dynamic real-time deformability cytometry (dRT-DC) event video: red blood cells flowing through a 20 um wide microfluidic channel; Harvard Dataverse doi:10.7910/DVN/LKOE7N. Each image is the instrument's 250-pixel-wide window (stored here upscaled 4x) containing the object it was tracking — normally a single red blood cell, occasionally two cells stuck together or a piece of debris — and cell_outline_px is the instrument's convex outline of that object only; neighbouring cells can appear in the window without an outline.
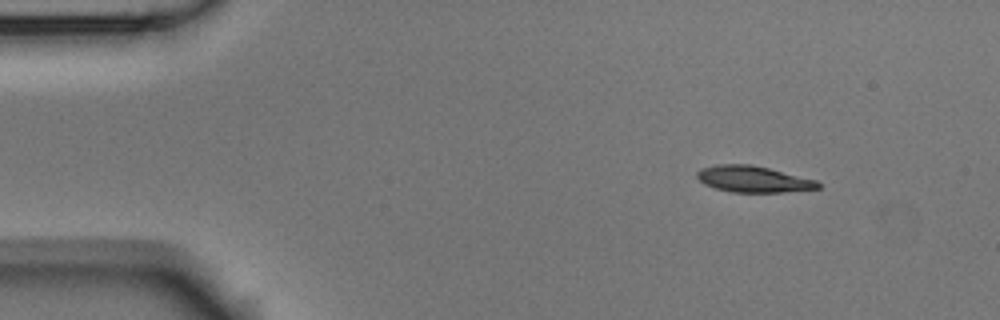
{"species": "Egyptian fruit bat (a non-hibernating species)", "species_latin": "Rousettus aegyptiacus", "temperature_condition": "room temperature", "stored_images_in_passage": 4, "camera_frame_rate_fps": 3000, "um_per_image_px": 0.085, "animal": {"sex": "male"}, "frame": {"image": 1, "passage_image": 1, "time_ms": 0.0, "image_size_px": [1000, 320], "cell_outline_px": [[820, 188], [780, 192], [732, 192], [716, 188], [704, 184], [696, 176], [696, 172], [700, 168], [716, 164], [752, 164], [816, 180], [820, 184]], "centroid_in_image_um": [63.98, 15.21], "position_along_channel_um": 21.0, "area_um2": 18.44}}
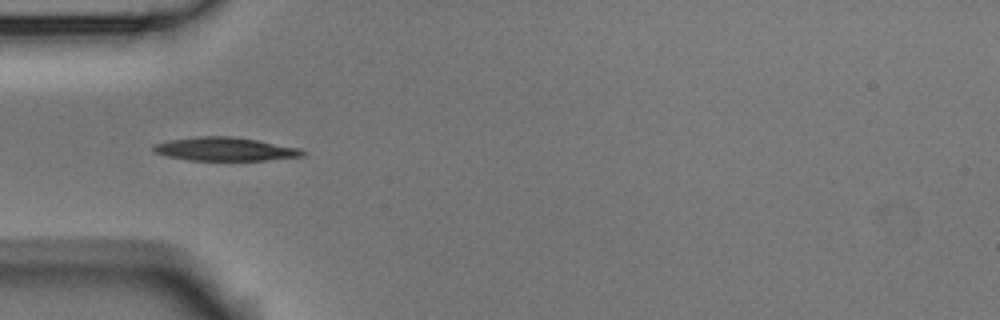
{"frame": {"image": 2, "passage_image": 4, "time_ms": 1.0, "image_size_px": [1000, 320], "cell_outline_px": [[308, 152], [304, 156], [264, 160], [188, 160], [168, 156], [152, 152], [152, 148], [156, 144], [168, 140], [200, 136], [232, 136], [256, 140], [300, 148]], "centroid_in_image_um": [19.13, 12.67], "position_along_channel_um": 65.9, "area_um2": 20.35}}